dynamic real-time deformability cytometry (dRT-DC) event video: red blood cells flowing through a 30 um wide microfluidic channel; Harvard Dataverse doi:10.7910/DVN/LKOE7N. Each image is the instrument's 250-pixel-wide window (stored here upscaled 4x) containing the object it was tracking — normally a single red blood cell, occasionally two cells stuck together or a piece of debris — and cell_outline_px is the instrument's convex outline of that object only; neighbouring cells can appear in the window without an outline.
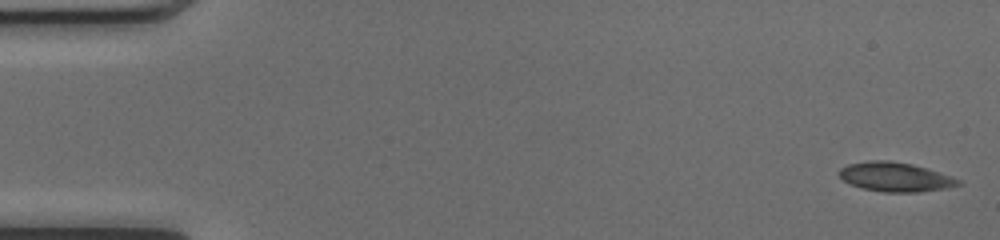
{"species": "common noctule bat (a hibernating species)", "species_latin": "Nyctalus noctula", "temperature_condition": "cold", "stored_images_in_passage": 50, "camera_frame_rate_fps": 3000, "um_per_image_px": 0.085, "animal": {"sex": "female", "body_mass_g": 17.0, "forearm_length_mm": 48.0}, "frame": {"image": 1, "passage_image": 1, "time_ms": 0.0, "image_size_px": [1000, 240], "cell_outline_px": [[960, 184], [948, 188], [920, 192], [884, 192], [864, 188], [852, 184], [844, 180], [836, 172], [840, 168], [848, 164], [868, 160], [888, 160], [912, 164], [928, 168], [960, 180]], "centroid_in_image_um": [76.08, 15.03], "position_along_channel_um": 8.9, "area_um2": 20.23}}
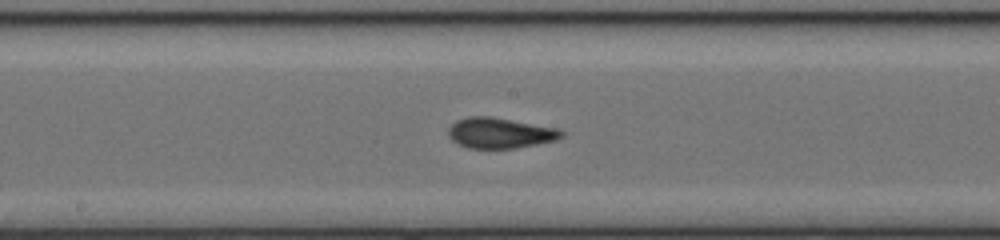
{"frame": {"image": 2, "passage_image": 26, "time_ms": 8.333, "image_size_px": [1000, 240], "cell_outline_px": [[564, 136], [556, 140], [516, 148], [468, 148], [452, 140], [448, 136], [448, 128], [456, 120], [468, 116], [492, 116], [560, 128], [564, 132]], "centroid_in_image_um": [42.52, 11.29], "position_along_channel_um": 205.7, "area_um2": 20.35}}
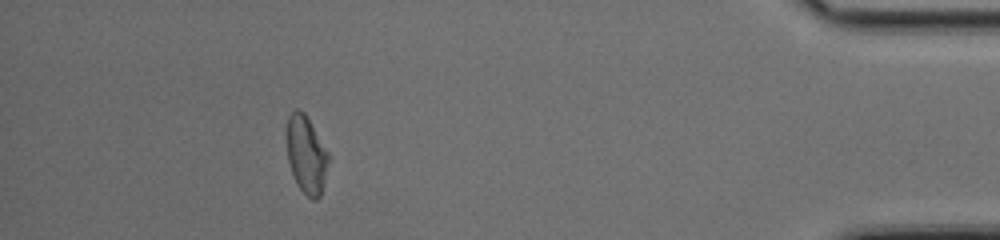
{"frame": {"image": 3, "passage_image": 45, "time_ms": 14.667, "image_size_px": [1000, 240], "cell_outline_px": [[328, 160], [324, 180], [320, 196], [316, 200], [312, 200], [296, 184], [288, 160], [288, 116], [296, 108], [304, 112], [328, 152]], "centroid_in_image_um": [26.04, 13.16], "position_along_channel_um": 409.2, "area_um2": 18.26}, "authors_computed_cell_mechanics": {"area_um2": 19.8254, "velocity_mm_per_s": 4.1152, "shape_relaxation_time_tau1_ms": 7.156, "shape_relaxation_time_tau2_ms": 1.321, "deformation_change_tau1": 0.1921, "deformation_change_tau2": 0.0682}}